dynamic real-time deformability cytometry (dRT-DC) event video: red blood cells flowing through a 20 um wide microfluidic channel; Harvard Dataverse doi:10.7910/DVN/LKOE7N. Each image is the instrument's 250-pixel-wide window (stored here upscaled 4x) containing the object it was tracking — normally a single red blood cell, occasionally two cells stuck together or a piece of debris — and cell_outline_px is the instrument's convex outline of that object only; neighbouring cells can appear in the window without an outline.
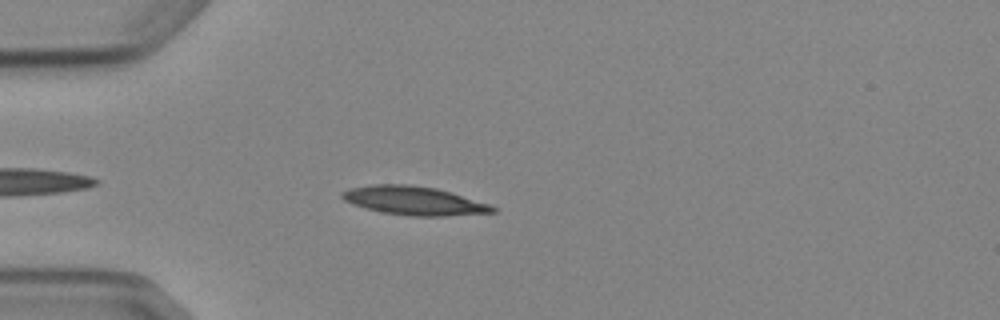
{"species": "Egyptian fruit bat (a non-hibernating species)", "species_latin": "Rousettus aegyptiacus", "temperature_condition": "cold", "stored_images_in_passage": 4, "camera_frame_rate_fps": 3000, "um_per_image_px": 0.085, "animal": {"sex": "female"}, "frame": {"image": 1, "passage_image": 4, "time_ms": 4.333, "image_size_px": [1000, 320], "cell_outline_px": [[496, 212], [444, 216], [412, 216], [380, 212], [364, 208], [352, 204], [344, 200], [340, 196], [340, 192], [348, 188], [372, 184], [408, 184], [436, 188], [452, 192], [492, 204], [496, 208]], "centroid_in_image_um": [35.18, 17.05], "position_along_channel_um": 49.8, "area_um2": 25.49}}